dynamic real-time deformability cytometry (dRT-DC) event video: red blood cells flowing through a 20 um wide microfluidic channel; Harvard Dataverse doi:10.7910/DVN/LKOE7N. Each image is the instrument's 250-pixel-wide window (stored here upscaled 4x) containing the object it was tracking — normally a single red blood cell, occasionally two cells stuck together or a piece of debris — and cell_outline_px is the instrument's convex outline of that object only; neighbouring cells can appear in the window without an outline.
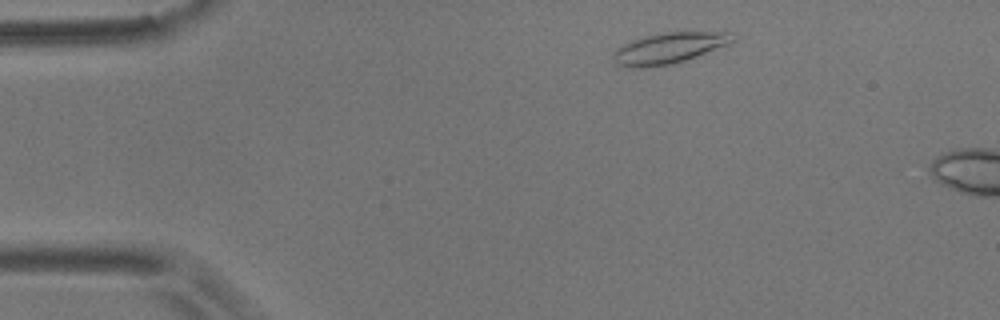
{"species": "common noctule bat (a hibernating species)", "species_latin": "Nyctalus noctula", "temperature_condition": "room temperature", "stored_images_in_passage": 3, "camera_frame_rate_fps": 3000, "um_per_image_px": 0.085, "animal": {"sex": "male", "body_mass_g": 17.9}, "frame": {"image": 1, "passage_image": 2, "time_ms": 1.0, "image_size_px": [1000, 320], "cell_outline_px": [[740, 36], [736, 40], [728, 44], [696, 56], [684, 60], [668, 64], [644, 68], [628, 68], [616, 64], [612, 60], [612, 52], [616, 48], [632, 40], [644, 36], [660, 32], [732, 32]], "centroid_in_image_um": [56.84, 4.08], "position_along_channel_um": 28.2, "area_um2": 21.73}}